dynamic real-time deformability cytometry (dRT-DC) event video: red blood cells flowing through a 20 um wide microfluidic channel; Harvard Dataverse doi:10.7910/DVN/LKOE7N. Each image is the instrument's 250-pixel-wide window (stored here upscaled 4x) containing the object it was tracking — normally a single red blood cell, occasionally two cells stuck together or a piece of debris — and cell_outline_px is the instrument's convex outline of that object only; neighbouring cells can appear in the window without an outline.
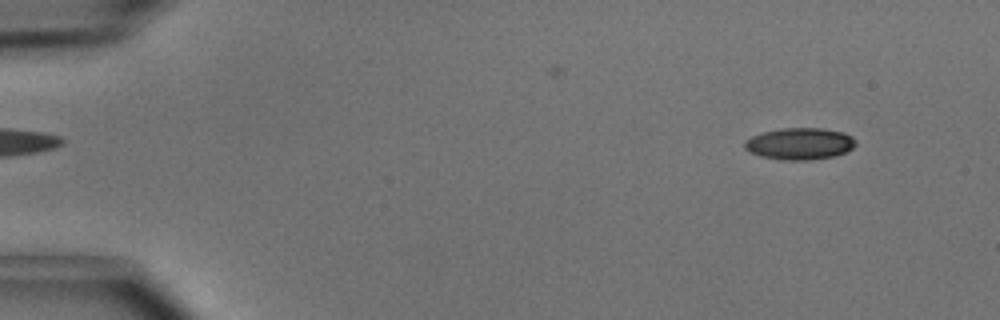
{"species": "common noctule bat (a hibernating species)", "species_latin": "Nyctalus noctula", "temperature_condition": "cold", "stored_images_in_passage": 49, "camera_frame_rate_fps": 3000, "um_per_image_px": 0.085, "animal": {"sex": "male", "body_mass_g": 15.6}, "frame": {"image": 1, "passage_image": 4, "time_ms": 1.0, "image_size_px": [1000, 320], "cell_outline_px": [[856, 144], [852, 148], [844, 152], [832, 156], [808, 160], [784, 160], [760, 156], [744, 148], [744, 140], [760, 132], [780, 128], [820, 128], [844, 132], [852, 136], [856, 140]], "centroid_in_image_um": [67.95, 12.2], "position_along_channel_um": 17.0, "area_um2": 20.58}}
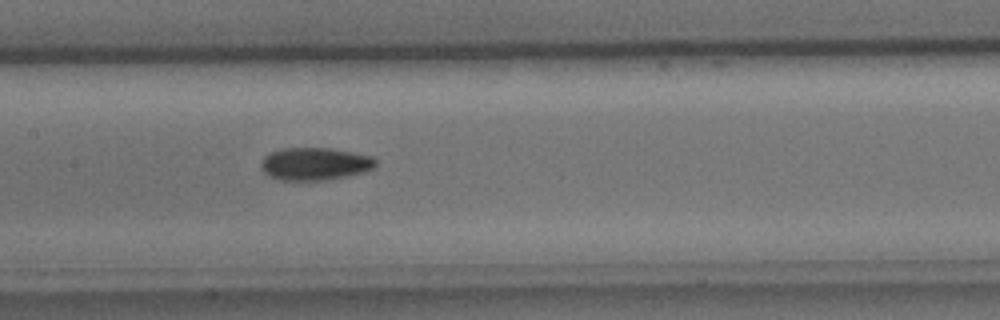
{"frame": {"image": 2, "passage_image": 24, "time_ms": 7.667, "image_size_px": [1000, 320], "cell_outline_px": [[376, 164], [372, 168], [364, 172], [348, 176], [324, 180], [280, 180], [268, 176], [260, 168], [260, 160], [264, 156], [272, 152], [284, 148], [332, 148], [372, 156], [376, 160]], "centroid_in_image_um": [26.74, 13.93], "position_along_channel_um": 180.7, "area_um2": 21.91}}
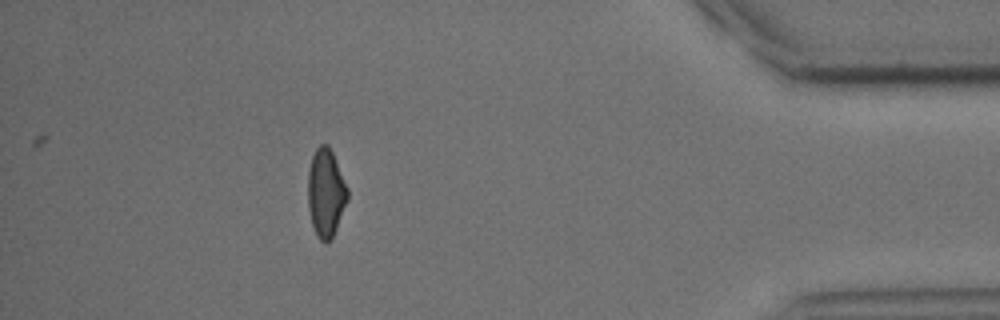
{"frame": {"image": 3, "passage_image": 44, "time_ms": 14.333, "image_size_px": [1000, 320], "cell_outline_px": [[348, 200], [332, 240], [324, 244], [316, 236], [312, 224], [308, 208], [308, 172], [312, 156], [316, 148], [320, 144], [328, 144], [332, 152], [348, 188]], "centroid_in_image_um": [27.7, 16.43], "position_along_channel_um": 407.5, "area_um2": 20.58}, "authors_computed_cell_mechanics": {"area_um2": 21.0392, "velocity_mm_per_s": 4.0609, "shape_relaxation_time_tau1_ms": 3.6665, "shape_relaxation_time_tau2_ms": 6.4824, "deformation_change_tau1": 0.1174, "deformation_change_tau2": 0.1376}}